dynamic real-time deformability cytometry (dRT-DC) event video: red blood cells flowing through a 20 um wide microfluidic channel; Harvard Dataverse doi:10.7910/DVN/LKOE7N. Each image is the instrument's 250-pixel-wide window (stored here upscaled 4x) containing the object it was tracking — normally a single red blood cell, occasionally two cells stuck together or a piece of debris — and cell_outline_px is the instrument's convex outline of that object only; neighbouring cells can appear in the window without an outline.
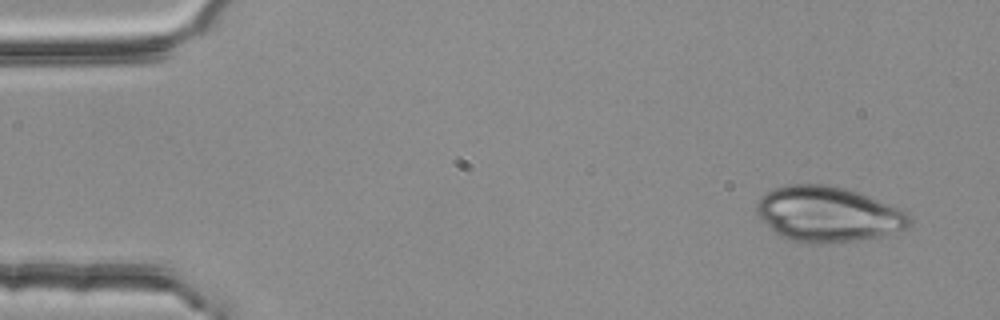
{"species": "common noctule bat (a hibernating species)", "species_latin": "Nyctalus noctula", "temperature_condition": "room temperature", "stored_images_in_passage": 2, "camera_frame_rate_fps": 3000, "um_per_image_px": 0.085, "animal": {"sex": "female", "body_mass_g": 25.1}, "frame": {"image": 1, "passage_image": 1, "time_ms": 0.0, "image_size_px": [1000, 320], "cell_outline_px": [[912, 224], [908, 228], [880, 236], [856, 240], [824, 244], [788, 240], [780, 236], [756, 212], [756, 204], [760, 196], [776, 188], [788, 184], [828, 184], [848, 188], [860, 192], [900, 208], [908, 212], [912, 216]], "centroid_in_image_um": [70.44, 18.19], "position_along_channel_um": 14.6, "area_um2": 49.48}}